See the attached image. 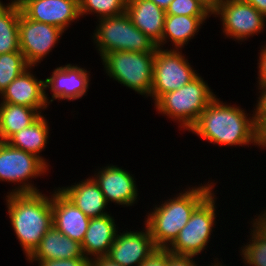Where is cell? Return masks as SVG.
<instances>
[{
    "instance_id": "cell-1",
    "label": "cell",
    "mask_w": 266,
    "mask_h": 266,
    "mask_svg": "<svg viewBox=\"0 0 266 266\" xmlns=\"http://www.w3.org/2000/svg\"><path fill=\"white\" fill-rule=\"evenodd\" d=\"M203 141L218 146H255L253 113L238 105L226 104L216 96L189 130Z\"/></svg>"
},
{
    "instance_id": "cell-2",
    "label": "cell",
    "mask_w": 266,
    "mask_h": 266,
    "mask_svg": "<svg viewBox=\"0 0 266 266\" xmlns=\"http://www.w3.org/2000/svg\"><path fill=\"white\" fill-rule=\"evenodd\" d=\"M216 183L208 180L205 184L200 183L188 189L186 187L160 201V204L153 205V210L150 208L151 211H148L143 222L157 249H167L174 242L195 208L215 189Z\"/></svg>"
},
{
    "instance_id": "cell-3",
    "label": "cell",
    "mask_w": 266,
    "mask_h": 266,
    "mask_svg": "<svg viewBox=\"0 0 266 266\" xmlns=\"http://www.w3.org/2000/svg\"><path fill=\"white\" fill-rule=\"evenodd\" d=\"M8 193L5 197L10 224L28 257L52 225V193Z\"/></svg>"
},
{
    "instance_id": "cell-4",
    "label": "cell",
    "mask_w": 266,
    "mask_h": 266,
    "mask_svg": "<svg viewBox=\"0 0 266 266\" xmlns=\"http://www.w3.org/2000/svg\"><path fill=\"white\" fill-rule=\"evenodd\" d=\"M215 97L204 77L198 74L188 84L163 94L154 108L158 114L177 122L179 130L189 131Z\"/></svg>"
},
{
    "instance_id": "cell-5",
    "label": "cell",
    "mask_w": 266,
    "mask_h": 266,
    "mask_svg": "<svg viewBox=\"0 0 266 266\" xmlns=\"http://www.w3.org/2000/svg\"><path fill=\"white\" fill-rule=\"evenodd\" d=\"M93 43L100 58L115 51L155 52L157 45L131 22L126 12L97 20Z\"/></svg>"
},
{
    "instance_id": "cell-6",
    "label": "cell",
    "mask_w": 266,
    "mask_h": 266,
    "mask_svg": "<svg viewBox=\"0 0 266 266\" xmlns=\"http://www.w3.org/2000/svg\"><path fill=\"white\" fill-rule=\"evenodd\" d=\"M155 52L115 51L101 58L104 72L135 93L150 97Z\"/></svg>"
},
{
    "instance_id": "cell-7",
    "label": "cell",
    "mask_w": 266,
    "mask_h": 266,
    "mask_svg": "<svg viewBox=\"0 0 266 266\" xmlns=\"http://www.w3.org/2000/svg\"><path fill=\"white\" fill-rule=\"evenodd\" d=\"M213 190L193 211L187 224L180 230L177 238L167 248L175 255L197 256L208 248L211 241L218 209L217 196ZM207 247V248H206Z\"/></svg>"
},
{
    "instance_id": "cell-8",
    "label": "cell",
    "mask_w": 266,
    "mask_h": 266,
    "mask_svg": "<svg viewBox=\"0 0 266 266\" xmlns=\"http://www.w3.org/2000/svg\"><path fill=\"white\" fill-rule=\"evenodd\" d=\"M48 170L49 167L36 155L0 141V182L16 185L7 194L40 192L32 178L44 176Z\"/></svg>"
},
{
    "instance_id": "cell-9",
    "label": "cell",
    "mask_w": 266,
    "mask_h": 266,
    "mask_svg": "<svg viewBox=\"0 0 266 266\" xmlns=\"http://www.w3.org/2000/svg\"><path fill=\"white\" fill-rule=\"evenodd\" d=\"M181 50L156 48L150 99L155 103L163 94L188 84L199 73Z\"/></svg>"
},
{
    "instance_id": "cell-10",
    "label": "cell",
    "mask_w": 266,
    "mask_h": 266,
    "mask_svg": "<svg viewBox=\"0 0 266 266\" xmlns=\"http://www.w3.org/2000/svg\"><path fill=\"white\" fill-rule=\"evenodd\" d=\"M212 16L220 19L222 34L238 43L266 30V17L245 0H218Z\"/></svg>"
},
{
    "instance_id": "cell-11",
    "label": "cell",
    "mask_w": 266,
    "mask_h": 266,
    "mask_svg": "<svg viewBox=\"0 0 266 266\" xmlns=\"http://www.w3.org/2000/svg\"><path fill=\"white\" fill-rule=\"evenodd\" d=\"M65 31L46 23L26 18L20 12L19 48L29 66L41 64L59 43Z\"/></svg>"
},
{
    "instance_id": "cell-12",
    "label": "cell",
    "mask_w": 266,
    "mask_h": 266,
    "mask_svg": "<svg viewBox=\"0 0 266 266\" xmlns=\"http://www.w3.org/2000/svg\"><path fill=\"white\" fill-rule=\"evenodd\" d=\"M16 1L26 18L59 27L63 31H67L69 25L80 20L79 0Z\"/></svg>"
},
{
    "instance_id": "cell-13",
    "label": "cell",
    "mask_w": 266,
    "mask_h": 266,
    "mask_svg": "<svg viewBox=\"0 0 266 266\" xmlns=\"http://www.w3.org/2000/svg\"><path fill=\"white\" fill-rule=\"evenodd\" d=\"M91 176L99 185L108 204L112 202L119 206L123 205L122 207L137 204L139 199L138 186L135 181L137 179H134L130 171L117 165L107 164V166L97 168Z\"/></svg>"
},
{
    "instance_id": "cell-14",
    "label": "cell",
    "mask_w": 266,
    "mask_h": 266,
    "mask_svg": "<svg viewBox=\"0 0 266 266\" xmlns=\"http://www.w3.org/2000/svg\"><path fill=\"white\" fill-rule=\"evenodd\" d=\"M142 229L119 230L106 257L121 266H140L157 249L148 227Z\"/></svg>"
},
{
    "instance_id": "cell-15",
    "label": "cell",
    "mask_w": 266,
    "mask_h": 266,
    "mask_svg": "<svg viewBox=\"0 0 266 266\" xmlns=\"http://www.w3.org/2000/svg\"><path fill=\"white\" fill-rule=\"evenodd\" d=\"M90 71L78 64L61 65L53 69L50 77L45 80V90L52 93L49 105L54 100L75 101L82 99L91 84Z\"/></svg>"
},
{
    "instance_id": "cell-16",
    "label": "cell",
    "mask_w": 266,
    "mask_h": 266,
    "mask_svg": "<svg viewBox=\"0 0 266 266\" xmlns=\"http://www.w3.org/2000/svg\"><path fill=\"white\" fill-rule=\"evenodd\" d=\"M33 68L30 66L6 87L0 95V103L23 105L44 114L43 111L49 107L50 97L45 90V80L38 79Z\"/></svg>"
},
{
    "instance_id": "cell-17",
    "label": "cell",
    "mask_w": 266,
    "mask_h": 266,
    "mask_svg": "<svg viewBox=\"0 0 266 266\" xmlns=\"http://www.w3.org/2000/svg\"><path fill=\"white\" fill-rule=\"evenodd\" d=\"M90 219L57 187L54 188L52 191V225L59 232L81 244Z\"/></svg>"
},
{
    "instance_id": "cell-18",
    "label": "cell",
    "mask_w": 266,
    "mask_h": 266,
    "mask_svg": "<svg viewBox=\"0 0 266 266\" xmlns=\"http://www.w3.org/2000/svg\"><path fill=\"white\" fill-rule=\"evenodd\" d=\"M58 189L90 218L109 214L108 211L106 212L108 203L105 196L92 176Z\"/></svg>"
},
{
    "instance_id": "cell-19",
    "label": "cell",
    "mask_w": 266,
    "mask_h": 266,
    "mask_svg": "<svg viewBox=\"0 0 266 266\" xmlns=\"http://www.w3.org/2000/svg\"><path fill=\"white\" fill-rule=\"evenodd\" d=\"M114 219L111 213L90 219L84 240L81 243L83 254L90 261L107 256L119 232L118 224Z\"/></svg>"
},
{
    "instance_id": "cell-20",
    "label": "cell",
    "mask_w": 266,
    "mask_h": 266,
    "mask_svg": "<svg viewBox=\"0 0 266 266\" xmlns=\"http://www.w3.org/2000/svg\"><path fill=\"white\" fill-rule=\"evenodd\" d=\"M131 22L156 45L162 40L166 12L150 0H127L126 11Z\"/></svg>"
},
{
    "instance_id": "cell-21",
    "label": "cell",
    "mask_w": 266,
    "mask_h": 266,
    "mask_svg": "<svg viewBox=\"0 0 266 266\" xmlns=\"http://www.w3.org/2000/svg\"><path fill=\"white\" fill-rule=\"evenodd\" d=\"M86 258L81 244L52 226L26 260H56Z\"/></svg>"
},
{
    "instance_id": "cell-22",
    "label": "cell",
    "mask_w": 266,
    "mask_h": 266,
    "mask_svg": "<svg viewBox=\"0 0 266 266\" xmlns=\"http://www.w3.org/2000/svg\"><path fill=\"white\" fill-rule=\"evenodd\" d=\"M210 16L166 15L162 40L158 48L165 49V44L171 42L172 49L182 50L201 29V25Z\"/></svg>"
},
{
    "instance_id": "cell-23",
    "label": "cell",
    "mask_w": 266,
    "mask_h": 266,
    "mask_svg": "<svg viewBox=\"0 0 266 266\" xmlns=\"http://www.w3.org/2000/svg\"><path fill=\"white\" fill-rule=\"evenodd\" d=\"M45 116L42 114L29 127L15 133L6 142L14 148L36 155L50 167L47 159L40 155L49 143L50 137V126Z\"/></svg>"
},
{
    "instance_id": "cell-24",
    "label": "cell",
    "mask_w": 266,
    "mask_h": 266,
    "mask_svg": "<svg viewBox=\"0 0 266 266\" xmlns=\"http://www.w3.org/2000/svg\"><path fill=\"white\" fill-rule=\"evenodd\" d=\"M41 114L34 108L0 103V141L6 142L12 135L29 127Z\"/></svg>"
},
{
    "instance_id": "cell-25",
    "label": "cell",
    "mask_w": 266,
    "mask_h": 266,
    "mask_svg": "<svg viewBox=\"0 0 266 266\" xmlns=\"http://www.w3.org/2000/svg\"><path fill=\"white\" fill-rule=\"evenodd\" d=\"M0 3V54L20 51L19 18L21 9L16 0Z\"/></svg>"
},
{
    "instance_id": "cell-26",
    "label": "cell",
    "mask_w": 266,
    "mask_h": 266,
    "mask_svg": "<svg viewBox=\"0 0 266 266\" xmlns=\"http://www.w3.org/2000/svg\"><path fill=\"white\" fill-rule=\"evenodd\" d=\"M251 223V224H250ZM250 232L248 242L239 249L240 256L247 266H266V235H264L252 222H249Z\"/></svg>"
},
{
    "instance_id": "cell-27",
    "label": "cell",
    "mask_w": 266,
    "mask_h": 266,
    "mask_svg": "<svg viewBox=\"0 0 266 266\" xmlns=\"http://www.w3.org/2000/svg\"><path fill=\"white\" fill-rule=\"evenodd\" d=\"M29 67L21 51L0 54V95L16 77Z\"/></svg>"
},
{
    "instance_id": "cell-28",
    "label": "cell",
    "mask_w": 266,
    "mask_h": 266,
    "mask_svg": "<svg viewBox=\"0 0 266 266\" xmlns=\"http://www.w3.org/2000/svg\"><path fill=\"white\" fill-rule=\"evenodd\" d=\"M127 0H79L80 17L95 14L97 19L122 14L126 11Z\"/></svg>"
},
{
    "instance_id": "cell-29",
    "label": "cell",
    "mask_w": 266,
    "mask_h": 266,
    "mask_svg": "<svg viewBox=\"0 0 266 266\" xmlns=\"http://www.w3.org/2000/svg\"><path fill=\"white\" fill-rule=\"evenodd\" d=\"M166 15L211 16L212 13L197 0H172Z\"/></svg>"
},
{
    "instance_id": "cell-30",
    "label": "cell",
    "mask_w": 266,
    "mask_h": 266,
    "mask_svg": "<svg viewBox=\"0 0 266 266\" xmlns=\"http://www.w3.org/2000/svg\"><path fill=\"white\" fill-rule=\"evenodd\" d=\"M27 261L32 265L38 263V266H90V260L88 258Z\"/></svg>"
},
{
    "instance_id": "cell-31",
    "label": "cell",
    "mask_w": 266,
    "mask_h": 266,
    "mask_svg": "<svg viewBox=\"0 0 266 266\" xmlns=\"http://www.w3.org/2000/svg\"><path fill=\"white\" fill-rule=\"evenodd\" d=\"M140 266H168V250L156 249Z\"/></svg>"
},
{
    "instance_id": "cell-32",
    "label": "cell",
    "mask_w": 266,
    "mask_h": 266,
    "mask_svg": "<svg viewBox=\"0 0 266 266\" xmlns=\"http://www.w3.org/2000/svg\"><path fill=\"white\" fill-rule=\"evenodd\" d=\"M255 123V147L266 148V118H254Z\"/></svg>"
},
{
    "instance_id": "cell-33",
    "label": "cell",
    "mask_w": 266,
    "mask_h": 266,
    "mask_svg": "<svg viewBox=\"0 0 266 266\" xmlns=\"http://www.w3.org/2000/svg\"><path fill=\"white\" fill-rule=\"evenodd\" d=\"M259 53L258 64V73H257V87L266 86V43L261 46Z\"/></svg>"
},
{
    "instance_id": "cell-34",
    "label": "cell",
    "mask_w": 266,
    "mask_h": 266,
    "mask_svg": "<svg viewBox=\"0 0 266 266\" xmlns=\"http://www.w3.org/2000/svg\"><path fill=\"white\" fill-rule=\"evenodd\" d=\"M259 97H257V103L254 105L253 115L254 118H266V86L257 87Z\"/></svg>"
},
{
    "instance_id": "cell-35",
    "label": "cell",
    "mask_w": 266,
    "mask_h": 266,
    "mask_svg": "<svg viewBox=\"0 0 266 266\" xmlns=\"http://www.w3.org/2000/svg\"><path fill=\"white\" fill-rule=\"evenodd\" d=\"M195 256L175 255L168 251V266H198ZM197 263V264H196ZM202 266V265H201ZM208 266H211L208 264Z\"/></svg>"
},
{
    "instance_id": "cell-36",
    "label": "cell",
    "mask_w": 266,
    "mask_h": 266,
    "mask_svg": "<svg viewBox=\"0 0 266 266\" xmlns=\"http://www.w3.org/2000/svg\"><path fill=\"white\" fill-rule=\"evenodd\" d=\"M258 217H257V216ZM254 219L251 218V222L264 234L266 235V209H263L260 214H256Z\"/></svg>"
},
{
    "instance_id": "cell-37",
    "label": "cell",
    "mask_w": 266,
    "mask_h": 266,
    "mask_svg": "<svg viewBox=\"0 0 266 266\" xmlns=\"http://www.w3.org/2000/svg\"><path fill=\"white\" fill-rule=\"evenodd\" d=\"M90 266H121L120 264H116L109 258L98 257L90 261Z\"/></svg>"
},
{
    "instance_id": "cell-38",
    "label": "cell",
    "mask_w": 266,
    "mask_h": 266,
    "mask_svg": "<svg viewBox=\"0 0 266 266\" xmlns=\"http://www.w3.org/2000/svg\"><path fill=\"white\" fill-rule=\"evenodd\" d=\"M266 17V0H245Z\"/></svg>"
},
{
    "instance_id": "cell-39",
    "label": "cell",
    "mask_w": 266,
    "mask_h": 266,
    "mask_svg": "<svg viewBox=\"0 0 266 266\" xmlns=\"http://www.w3.org/2000/svg\"><path fill=\"white\" fill-rule=\"evenodd\" d=\"M202 3L212 14L216 10L218 0H197Z\"/></svg>"
},
{
    "instance_id": "cell-40",
    "label": "cell",
    "mask_w": 266,
    "mask_h": 266,
    "mask_svg": "<svg viewBox=\"0 0 266 266\" xmlns=\"http://www.w3.org/2000/svg\"><path fill=\"white\" fill-rule=\"evenodd\" d=\"M150 1H152L157 6H159L160 8L166 11V9L169 7L172 0H150Z\"/></svg>"
},
{
    "instance_id": "cell-41",
    "label": "cell",
    "mask_w": 266,
    "mask_h": 266,
    "mask_svg": "<svg viewBox=\"0 0 266 266\" xmlns=\"http://www.w3.org/2000/svg\"><path fill=\"white\" fill-rule=\"evenodd\" d=\"M214 262H211V266H227L226 264H223L224 262L222 261V263L219 261L218 258L215 257V259L213 260Z\"/></svg>"
}]
</instances>
